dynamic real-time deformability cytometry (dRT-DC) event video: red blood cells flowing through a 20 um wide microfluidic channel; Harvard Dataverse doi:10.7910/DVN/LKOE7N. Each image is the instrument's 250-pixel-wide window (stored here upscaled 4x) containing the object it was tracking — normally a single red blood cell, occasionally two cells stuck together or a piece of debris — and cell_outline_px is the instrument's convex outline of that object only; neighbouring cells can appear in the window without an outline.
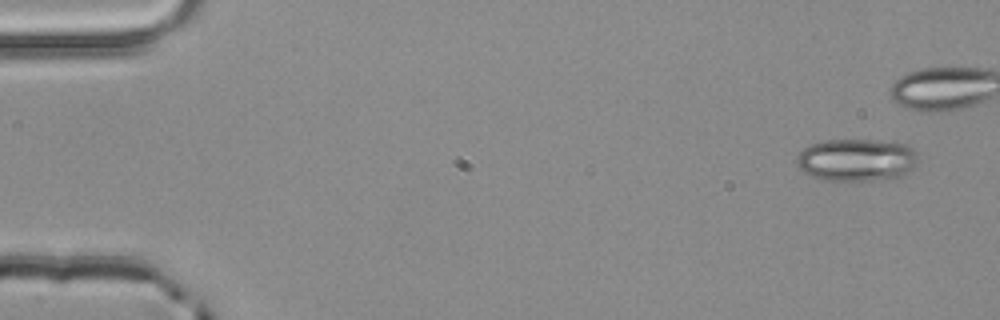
{"species": "common noctule bat (a hibernating species)", "species_latin": "Nyctalus noctula", "temperature_condition": "room temperature", "stored_images_in_passage": 4, "camera_frame_rate_fps": 3000, "um_per_image_px": 0.085, "animal": {"sex": "male", "body_mass_g": 20.4}, "frame": {"image": 1, "passage_image": 1, "time_ms": 0.0, "image_size_px": [1000, 320], "cell_outline_px": [[916, 164], [904, 176], [872, 180], [828, 180], [808, 176], [800, 168], [796, 160], [796, 156], [804, 148], [812, 144], [824, 140], [872, 140], [908, 144], [916, 152]], "centroid_in_image_um": [72.8, 13.59], "position_along_channel_um": 12.2, "area_um2": 29.94}}